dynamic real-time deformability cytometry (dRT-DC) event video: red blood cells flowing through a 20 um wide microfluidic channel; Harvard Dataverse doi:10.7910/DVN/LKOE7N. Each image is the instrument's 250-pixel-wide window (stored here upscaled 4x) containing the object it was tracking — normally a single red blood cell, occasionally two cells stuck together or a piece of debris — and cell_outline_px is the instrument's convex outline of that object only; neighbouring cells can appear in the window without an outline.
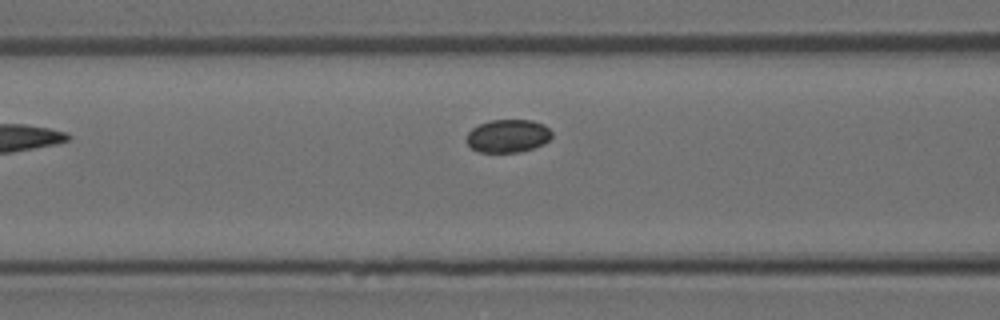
{"species": "Egyptian fruit bat (a non-hibernating species)", "species_latin": "Rousettus aegyptiacus", "temperature_condition": "room temperature", "stored_images_in_passage": 7, "camera_frame_rate_fps": 3000, "um_per_image_px": 0.085, "animal": {"sex": "female"}, "frame": {"image": 1, "passage_image": 5, "time_ms": 1.333, "image_size_px": [1000, 320], "cell_outline_px": [[552, 136], [544, 144], [520, 152], [480, 152], [472, 148], [468, 144], [468, 132], [472, 128], [480, 124], [492, 120], [532, 120], [544, 124], [552, 132]], "centroid_in_image_um": [43.2, 11.55], "position_along_channel_um": 123.4, "area_um2": 16.3}}
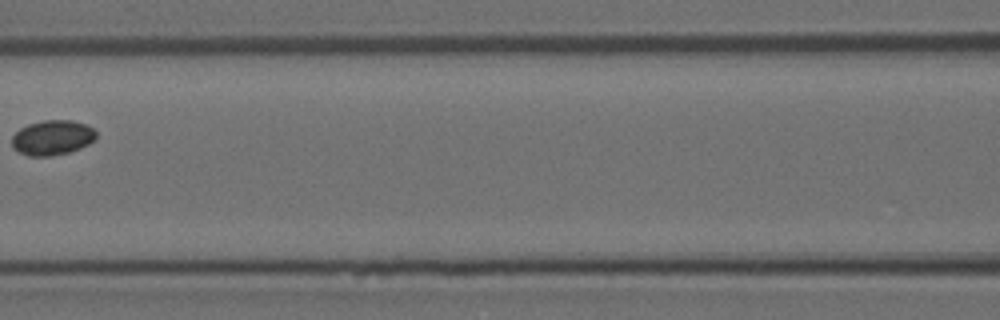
{"frame": {"image": 2, "passage_image": 6, "time_ms": 1.667, "image_size_px": [1000, 320], "cell_outline_px": [[96, 140], [80, 148], [68, 152], [52, 156], [28, 156], [12, 148], [12, 136], [20, 128], [28, 124], [44, 120], [72, 120], [84, 124], [92, 128], [96, 132]], "centroid_in_image_um": [4.44, 11.7], "position_along_channel_um": 162.2, "area_um2": 17.17}}
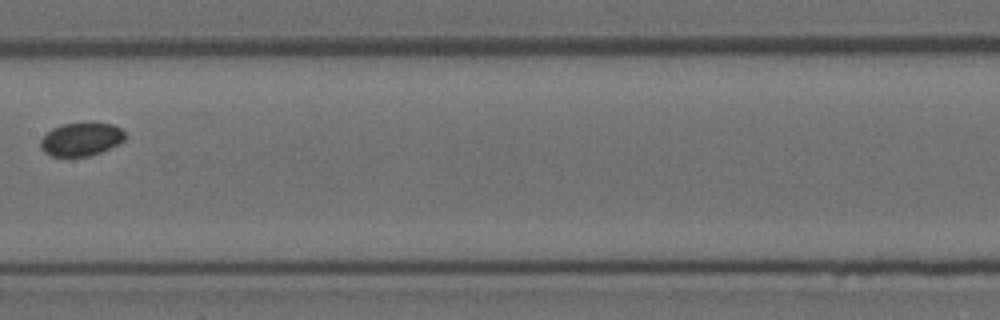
{"frame": {"image": 3, "passage_image": 7, "time_ms": 2.0, "image_size_px": [1000, 320], "cell_outline_px": [[124, 140], [100, 152], [88, 156], [52, 156], [44, 152], [40, 148], [40, 140], [52, 128], [64, 124], [92, 120], [112, 124], [120, 128], [124, 132]], "centroid_in_image_um": [6.88, 11.79], "position_along_channel_um": 200.5, "area_um2": 16.59}}